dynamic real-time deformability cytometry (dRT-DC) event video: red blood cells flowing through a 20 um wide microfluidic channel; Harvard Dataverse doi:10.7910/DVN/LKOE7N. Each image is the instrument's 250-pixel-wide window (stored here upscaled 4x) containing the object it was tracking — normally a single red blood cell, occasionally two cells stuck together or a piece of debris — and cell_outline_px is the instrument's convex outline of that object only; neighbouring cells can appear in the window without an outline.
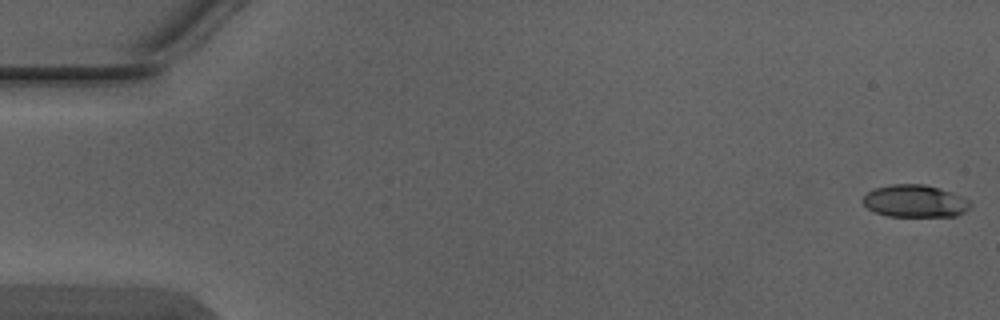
{"species": "Egyptian fruit bat (a non-hibernating species)", "species_latin": "Rousettus aegyptiacus", "temperature_condition": "warm", "stored_images_in_passage": 5, "segment_of_instrument_passage": [1, 2], "camera_frame_rate_fps": 3000, "um_per_image_px": 0.085, "animal": {"sex": "male"}, "frame": {"image": 1, "passage_image": 1, "time_ms": 0.0, "image_size_px": [1000, 320], "cell_outline_px": [[972, 208], [956, 216], [888, 216], [876, 212], [868, 208], [860, 200], [868, 192], [876, 188], [892, 184], [924, 184], [940, 188], [952, 192], [968, 200], [972, 204]], "centroid_in_image_um": [77.79, 17.09], "position_along_channel_um": 7.2, "area_um2": 20.29}}
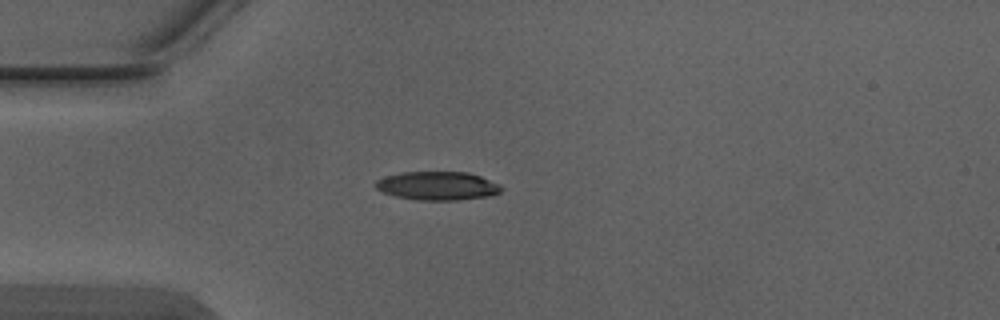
{"frame": {"image": 2, "passage_image": 4, "time_ms": 1.0, "image_size_px": [1000, 320], "cell_outline_px": [[504, 188], [500, 192], [492, 196], [456, 200], [420, 200], [396, 196], [384, 192], [376, 188], [376, 180], [384, 176], [400, 172], [468, 172], [480, 176], [500, 184]], "centroid_in_image_um": [37.23, 15.79], "position_along_channel_um": 47.8, "area_um2": 20.98}}